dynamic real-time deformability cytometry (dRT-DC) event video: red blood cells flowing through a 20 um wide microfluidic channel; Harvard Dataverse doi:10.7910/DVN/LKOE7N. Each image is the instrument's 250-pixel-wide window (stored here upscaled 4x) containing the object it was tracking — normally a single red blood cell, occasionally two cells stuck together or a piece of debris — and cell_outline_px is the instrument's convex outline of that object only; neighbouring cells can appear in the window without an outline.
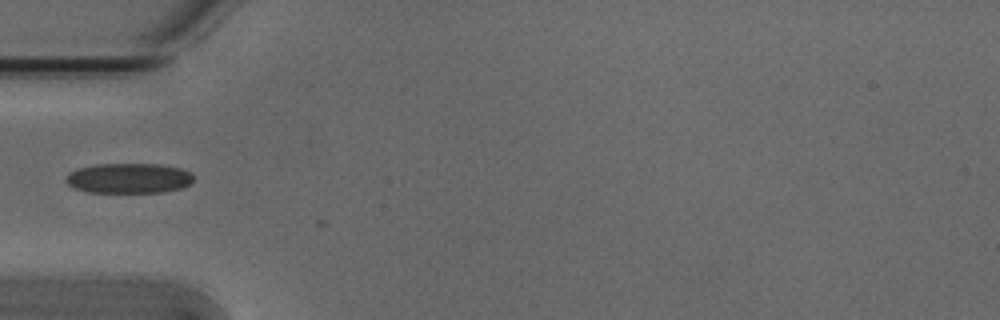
{"species": "Egyptian fruit bat (a non-hibernating species)", "species_latin": "Rousettus aegyptiacus", "temperature_condition": "cold", "stored_images_in_passage": 5, "camera_frame_rate_fps": 3000, "um_per_image_px": 0.085, "animal": {"sex": "male"}, "frame": {"image": 1, "passage_image": 3, "time_ms": 0.667, "image_size_px": [1000, 320], "cell_outline_px": [[192, 184], [180, 188], [164, 192], [88, 192], [72, 188], [64, 180], [68, 172], [80, 168], [96, 164], [160, 164], [180, 168], [192, 172]], "centroid_in_image_um": [10.94, 15.15], "position_along_channel_um": 74.1, "area_um2": 22.54}}